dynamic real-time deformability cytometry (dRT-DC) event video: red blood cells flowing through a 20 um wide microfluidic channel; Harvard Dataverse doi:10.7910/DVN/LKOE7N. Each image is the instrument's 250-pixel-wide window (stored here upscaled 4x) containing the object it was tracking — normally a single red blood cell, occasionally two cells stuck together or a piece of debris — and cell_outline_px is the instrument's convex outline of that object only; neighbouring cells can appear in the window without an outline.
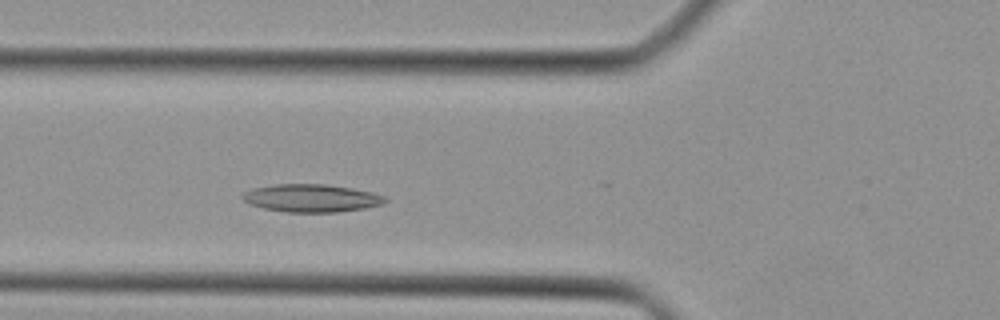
{"species": "Egyptian fruit bat (a non-hibernating species)", "species_latin": "Rousettus aegyptiacus", "temperature_condition": "cold", "stored_images_in_passage": 29, "camera_frame_rate_fps": 3000, "um_per_image_px": 0.085, "animal": {"sex": "female"}, "frame": {"image": 1, "passage_image": 8, "time_ms": 2.333, "image_size_px": [1000, 320], "cell_outline_px": [[388, 200], [384, 204], [364, 208], [340, 212], [288, 212], [264, 208], [248, 204], [240, 196], [244, 192], [252, 188], [272, 184], [324, 184], [352, 188], [372, 192], [384, 196]], "centroid_in_image_um": [26.46, 16.84], "position_along_channel_um": 99.3, "area_um2": 23.24}}
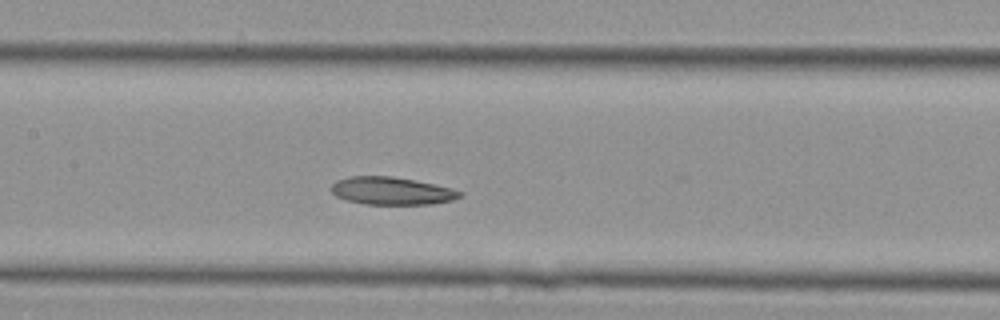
{"frame": {"image": 2, "passage_image": 13, "time_ms": 4.0, "image_size_px": [1000, 320], "cell_outline_px": [[464, 192], [460, 196], [452, 200], [432, 204], [364, 204], [348, 200], [336, 196], [332, 192], [332, 184], [336, 180], [348, 176], [392, 176], [452, 188]], "centroid_in_image_um": [33.27, 16.22], "position_along_channel_um": 174.1, "area_um2": 20.58}}
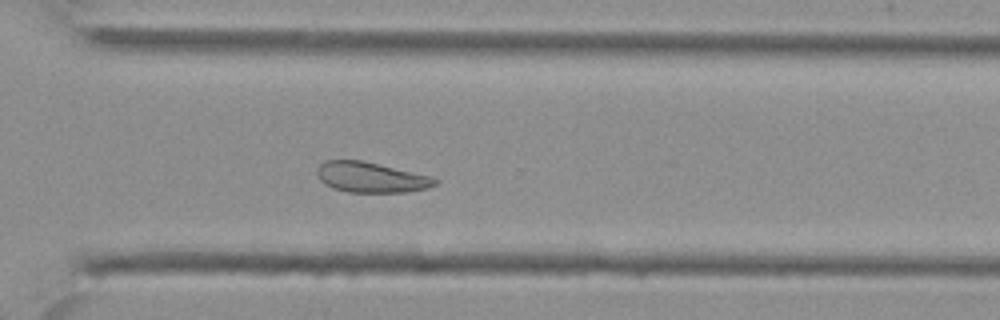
{"frame": {"image": 3, "passage_image": 24, "time_ms": 7.667, "image_size_px": [1000, 320], "cell_outline_px": [[436, 184], [428, 188], [408, 192], [348, 192], [332, 188], [324, 184], [320, 180], [316, 172], [316, 168], [324, 160], [364, 160], [432, 176], [436, 180]], "centroid_in_image_um": [31.51, 15.06], "position_along_channel_um": 339.1, "area_um2": 21.1}}